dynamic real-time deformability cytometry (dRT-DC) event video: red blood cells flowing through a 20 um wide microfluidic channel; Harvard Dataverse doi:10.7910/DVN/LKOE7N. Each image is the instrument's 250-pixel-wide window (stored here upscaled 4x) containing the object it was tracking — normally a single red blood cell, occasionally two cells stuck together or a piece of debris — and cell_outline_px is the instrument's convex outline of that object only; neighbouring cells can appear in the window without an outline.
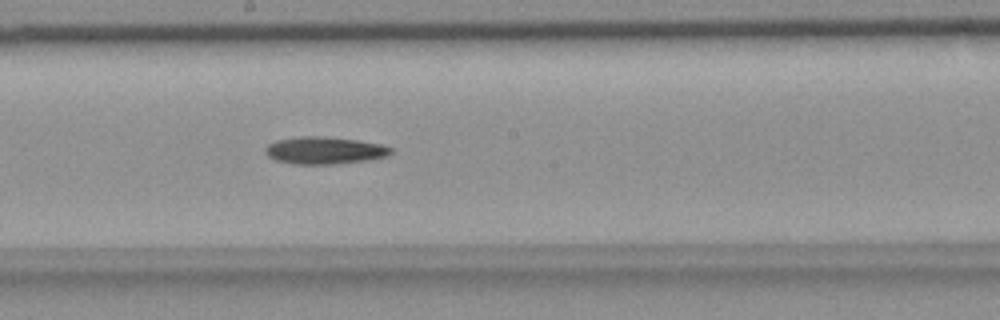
{"species": "common noctule bat (a hibernating species)", "species_latin": "Nyctalus noctula", "temperature_condition": "room temperature", "stored_images_in_passage": 38, "camera_frame_rate_fps": 3000, "um_per_image_px": 0.085, "animal": {"sex": "female", "body_mass_g": 18.4}, "frame": {"image": 1, "passage_image": 17, "time_ms": 5.333, "image_size_px": [1000, 320], "cell_outline_px": [[392, 152], [388, 156], [372, 160], [332, 164], [296, 164], [276, 160], [268, 156], [264, 152], [264, 148], [268, 144], [276, 140], [300, 136], [316, 136], [356, 140], [380, 144], [392, 148]], "centroid_in_image_um": [27.58, 12.79], "position_along_channel_um": 220.6, "area_um2": 19.94}}
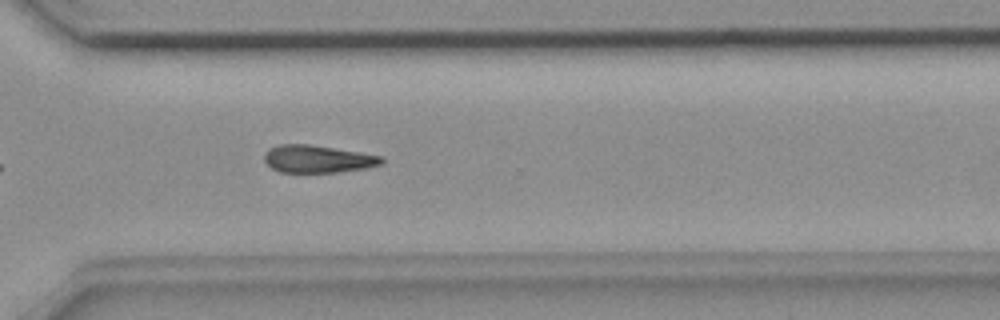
{"frame": {"image": 2, "passage_image": 27, "time_ms": 8.667, "image_size_px": [1000, 320], "cell_outline_px": [[384, 164], [364, 168], [336, 172], [280, 172], [272, 168], [264, 160], [264, 152], [268, 148], [280, 144], [308, 144], [384, 156]], "centroid_in_image_um": [27.0, 13.5], "position_along_channel_um": 343.6, "area_um2": 18.79}}